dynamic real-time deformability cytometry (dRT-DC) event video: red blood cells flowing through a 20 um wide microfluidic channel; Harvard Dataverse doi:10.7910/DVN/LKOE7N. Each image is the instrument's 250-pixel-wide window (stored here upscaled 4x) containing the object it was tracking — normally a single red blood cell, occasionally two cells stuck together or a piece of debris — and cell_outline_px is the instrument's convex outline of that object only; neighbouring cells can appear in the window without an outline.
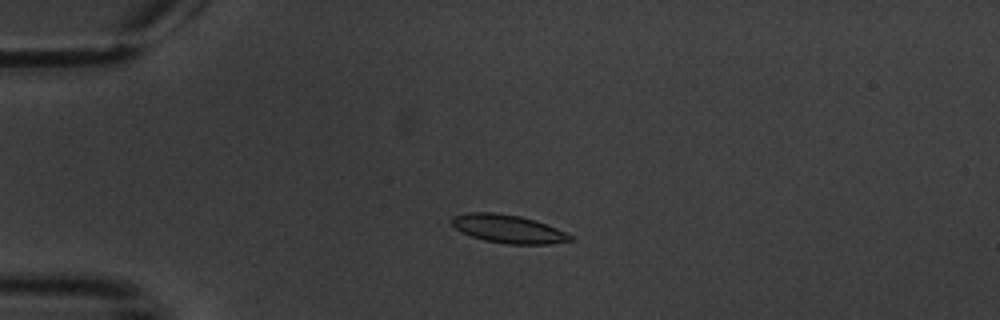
{"species": "common noctule bat (a hibernating species)", "species_latin": "Nyctalus noctula", "temperature_condition": "warm", "stored_images_in_passage": 6, "camera_frame_rate_fps": 3000, "um_per_image_px": 0.085, "animal": {"sex": "male", "body_mass_g": 20.1, "forearm_length_mm": 53.5}, "frame": {"image": 1, "passage_image": 4, "time_ms": 3.667, "image_size_px": [1000, 320], "cell_outline_px": [[576, 236], [572, 240], [548, 244], [504, 244], [484, 240], [460, 232], [452, 224], [452, 216], [468, 212], [492, 212], [520, 216], [536, 220]], "centroid_in_image_um": [43.21, 19.45], "position_along_channel_um": 41.8, "area_um2": 19.59}}
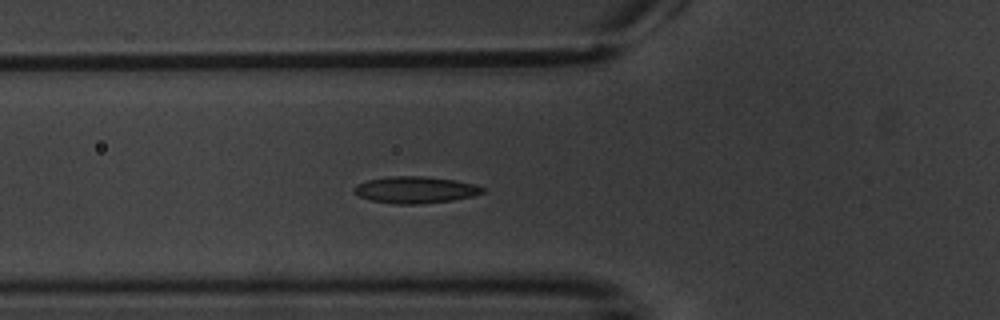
{"frame": {"image": 2, "passage_image": 6, "time_ms": 6.0, "image_size_px": [1000, 320], "cell_outline_px": [[484, 192], [472, 196], [452, 200], [420, 204], [392, 204], [372, 200], [360, 196], [352, 192], [352, 188], [356, 184], [368, 180], [388, 176], [424, 176], [456, 180], [476, 184], [484, 188]], "centroid_in_image_um": [35.28, 16.13], "position_along_channel_um": 90.5, "area_um2": 20.11}}